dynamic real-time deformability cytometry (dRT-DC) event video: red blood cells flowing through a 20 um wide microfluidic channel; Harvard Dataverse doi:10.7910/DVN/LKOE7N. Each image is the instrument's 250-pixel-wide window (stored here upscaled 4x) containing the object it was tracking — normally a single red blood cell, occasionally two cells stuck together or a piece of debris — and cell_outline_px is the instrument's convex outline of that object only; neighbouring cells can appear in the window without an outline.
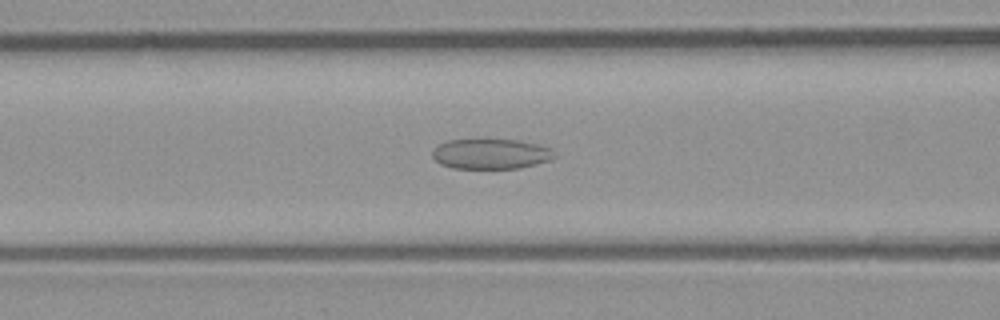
{"species": "common noctule bat (a hibernating species)", "species_latin": "Nyctalus noctula", "temperature_condition": "room temperature", "stored_images_in_passage": 38, "camera_frame_rate_fps": 3000, "um_per_image_px": 0.085, "animal": {"sex": "male", "body_mass_g": 23.1, "forearm_length_mm": 52.7}, "frame": {"image": 1, "passage_image": 7, "time_ms": 2.0, "image_size_px": [1000, 320], "cell_outline_px": [[556, 156], [548, 160], [520, 168], [452, 168], [440, 164], [432, 156], [432, 152], [440, 144], [448, 140], [484, 136], [488, 136], [520, 140], [536, 144], [548, 148]], "centroid_in_image_um": [41.66, 13.02], "position_along_channel_um": 124.9, "area_um2": 22.14}}
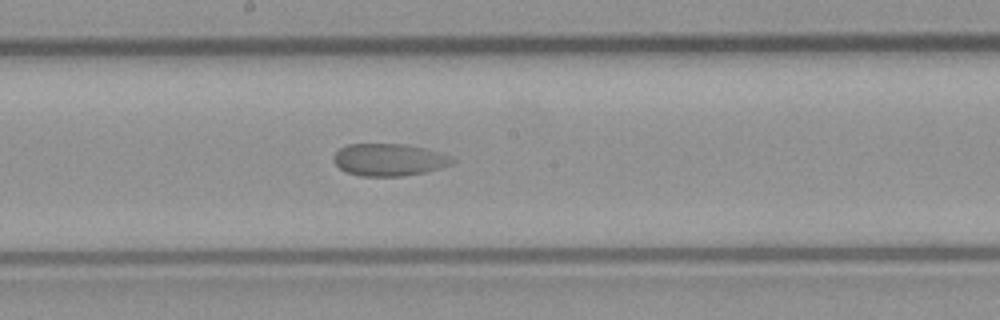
{"frame": {"image": 2, "passage_image": 14, "time_ms": 4.333, "image_size_px": [1000, 320], "cell_outline_px": [[456, 160], [452, 164], [440, 168], [424, 172], [400, 176], [360, 176], [348, 172], [340, 168], [336, 164], [332, 156], [340, 148], [348, 144], [404, 144], [424, 148], [440, 152], [452, 156]], "centroid_in_image_um": [33.09, 13.57], "position_along_channel_um": 215.1, "area_um2": 22.25}}
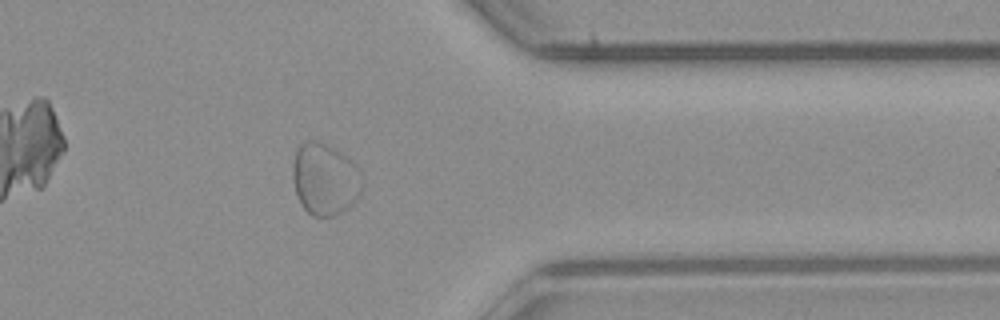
{"frame": {"image": 3, "passage_image": 28, "time_ms": 9.0, "image_size_px": [1000, 320], "cell_outline_px": [[364, 184], [360, 196], [356, 204], [332, 216], [312, 216], [300, 204], [296, 192], [292, 176], [292, 164], [296, 152], [300, 144], [304, 140], [316, 140], [340, 152], [348, 160]], "centroid_in_image_um": [27.58, 15.27], "position_along_channel_um": 383.8, "area_um2": 28.84}}